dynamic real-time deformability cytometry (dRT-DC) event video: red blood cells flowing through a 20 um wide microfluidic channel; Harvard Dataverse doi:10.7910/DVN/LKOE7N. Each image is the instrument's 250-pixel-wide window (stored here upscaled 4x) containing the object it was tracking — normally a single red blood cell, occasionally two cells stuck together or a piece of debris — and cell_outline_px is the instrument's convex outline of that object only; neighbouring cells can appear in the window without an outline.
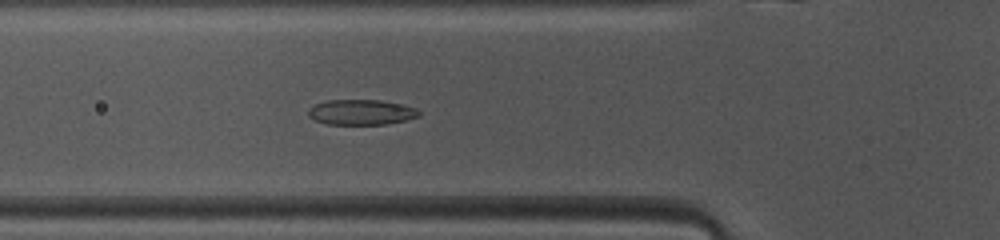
{"species": "common noctule bat (a hibernating species)", "species_latin": "Nyctalus noctula", "temperature_condition": "warm", "stored_images_in_passage": 40, "camera_frame_rate_fps": 3000, "um_per_image_px": 0.085, "animal": {"sex": "female", "body_mass_g": 10.0, "forearm_length_mm": 53.1}, "frame": {"image": 1, "passage_image": 8, "time_ms": 2.333, "image_size_px": [1000, 240], "cell_outline_px": [[420, 116], [404, 120], [384, 124], [328, 124], [316, 120], [308, 116], [308, 108], [316, 104], [328, 100], [380, 100], [404, 104], [416, 108], [420, 112]], "centroid_in_image_um": [30.72, 9.53], "position_along_channel_um": 95.1, "area_um2": 16.24}}
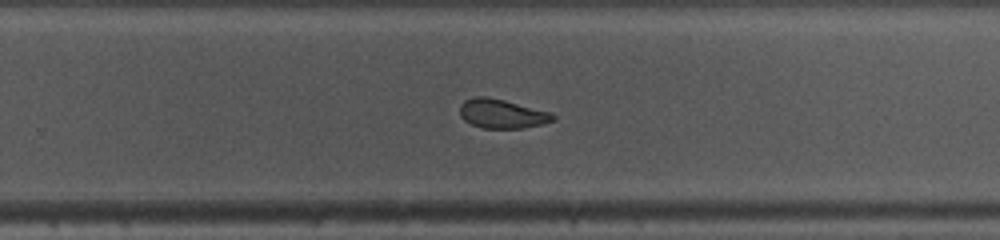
{"frame": {"image": 2, "passage_image": 22, "time_ms": 7.0, "image_size_px": [1000, 240], "cell_outline_px": [[556, 120], [544, 124], [524, 128], [480, 128], [464, 120], [460, 116], [460, 104], [464, 100], [476, 96], [488, 96], [552, 112], [556, 116]], "centroid_in_image_um": [42.69, 9.67], "position_along_channel_um": 287.1, "area_um2": 16.07}}
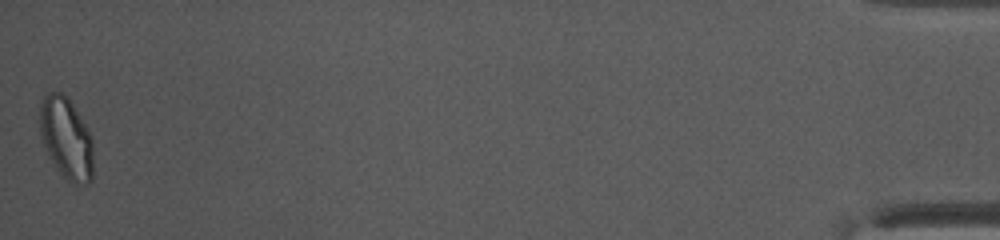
{"frame": {"image": 3, "passage_image": 40, "time_ms": 13.0, "image_size_px": [1000, 240], "cell_outline_px": [[92, 180], [88, 184], [76, 184], [68, 180], [56, 168], [40, 136], [36, 120], [40, 100], [48, 92], [60, 92], [68, 96], [92, 136]], "centroid_in_image_um": [5.59, 11.68], "position_along_channel_um": 429.6, "area_um2": 25.84}, "authors_computed_cell_mechanics": {"area_um2": 16.5597, "velocity_mm_per_s": 4.1073, "shape_relaxation_time_tau1_ms": 8.7629, "shape_relaxation_time_tau2_ms": 1.9337, "deformation_change_tau1": 0.2024, "deformation_change_tau2": 0.0726}}